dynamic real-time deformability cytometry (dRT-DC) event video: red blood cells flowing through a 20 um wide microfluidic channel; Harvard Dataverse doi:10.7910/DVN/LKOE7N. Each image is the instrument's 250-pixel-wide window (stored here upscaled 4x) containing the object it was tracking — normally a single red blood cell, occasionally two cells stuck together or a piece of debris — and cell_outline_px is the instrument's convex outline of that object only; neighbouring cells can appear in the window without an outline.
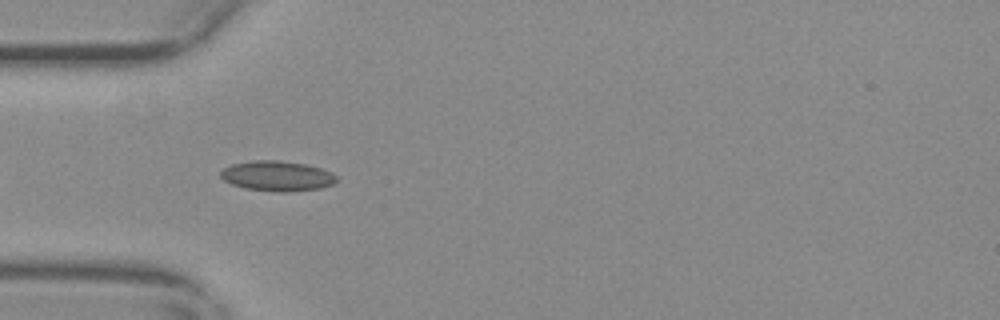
{"species": "common noctule bat (a hibernating species)", "species_latin": "Nyctalus noctula", "temperature_condition": "warm", "stored_images_in_passage": 43, "camera_frame_rate_fps": 3000, "um_per_image_px": 0.085, "animal": {"sex": "female", "body_mass_g": 29.2, "forearm_length_mm": 56.3}, "frame": {"image": 1, "passage_image": 4, "time_ms": 1.0, "image_size_px": [1000, 320], "cell_outline_px": [[336, 180], [332, 184], [320, 188], [284, 192], [280, 192], [244, 188], [232, 184], [224, 180], [220, 176], [220, 172], [224, 168], [232, 164], [256, 160], [276, 160], [304, 164], [320, 168], [332, 172], [336, 176]], "centroid_in_image_um": [23.54, 14.96], "position_along_channel_um": 61.5, "area_um2": 20.11}}
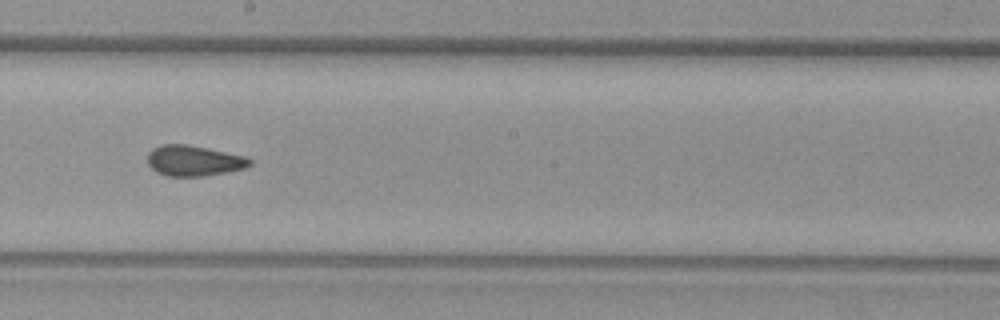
{"frame": {"image": 2, "passage_image": 18, "time_ms": 5.667, "image_size_px": [1000, 320], "cell_outline_px": [[252, 164], [244, 168], [224, 172], [200, 176], [168, 176], [156, 172], [148, 164], [148, 152], [152, 148], [160, 144], [188, 144], [208, 148], [244, 156], [252, 160]], "centroid_in_image_um": [16.44, 13.64], "position_along_channel_um": 231.8, "area_um2": 18.15}}
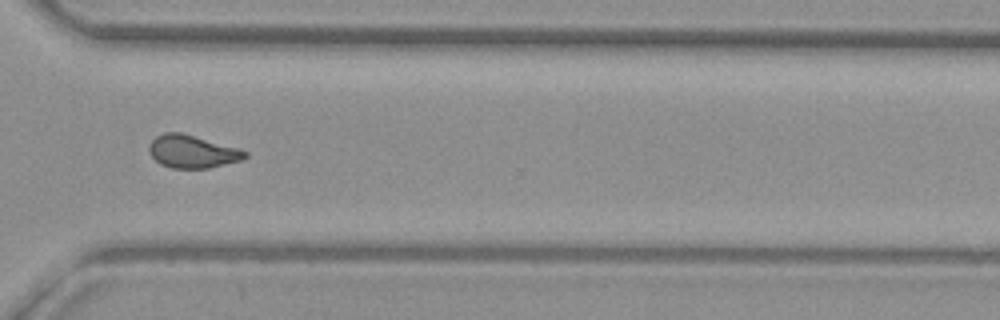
{"frame": {"image": 3, "passage_image": 28, "time_ms": 9.0, "image_size_px": [1000, 320], "cell_outline_px": [[248, 156], [240, 160], [208, 168], [172, 168], [160, 164], [148, 152], [148, 144], [156, 136], [164, 132], [180, 132], [240, 148], [248, 152]], "centroid_in_image_um": [16.33, 12.87], "position_along_channel_um": 354.3, "area_um2": 18.38}, "authors_computed_cell_mechanics": {"area_um2": 18.3226, "velocity_mm_per_s": 3.6791, "shape_relaxation_time_tau1_ms": null, "shape_relaxation_time_tau2_ms": 1.8089, "deformation_change_tau1": null, "deformation_change_tau2": 0.0569}}